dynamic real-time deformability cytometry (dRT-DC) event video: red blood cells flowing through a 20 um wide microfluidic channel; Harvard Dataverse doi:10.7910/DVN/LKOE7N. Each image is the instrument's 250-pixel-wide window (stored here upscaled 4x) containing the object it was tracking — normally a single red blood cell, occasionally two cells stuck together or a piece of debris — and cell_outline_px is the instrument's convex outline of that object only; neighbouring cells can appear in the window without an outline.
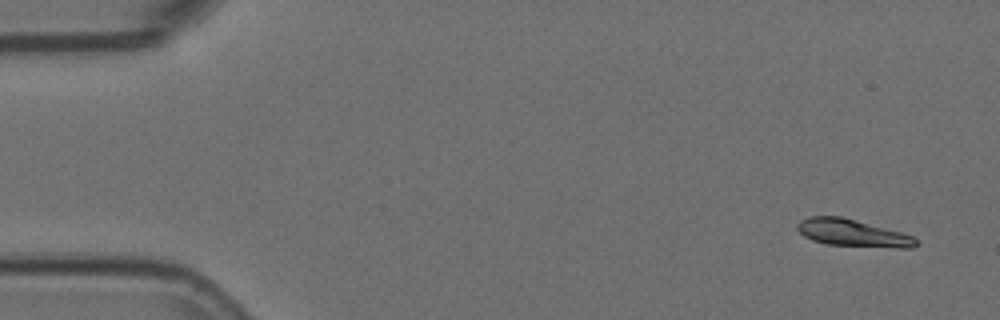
{"species": "Egyptian fruit bat (a non-hibernating species)", "species_latin": "Rousettus aegyptiacus", "temperature_condition": "room temperature", "stored_images_in_passage": 5, "camera_frame_rate_fps": 3000, "um_per_image_px": 0.085, "animal": {"sex": "female"}, "frame": {"image": 1, "passage_image": 1, "time_ms": 0.0, "image_size_px": [1000, 320], "cell_outline_px": [[920, 244], [912, 248], [896, 248], [828, 244], [812, 240], [804, 236], [796, 228], [796, 224], [800, 220], [808, 216], [840, 216], [900, 232], [912, 236]], "centroid_in_image_um": [72.45, 19.8], "position_along_channel_um": 12.5, "area_um2": 18.67}}
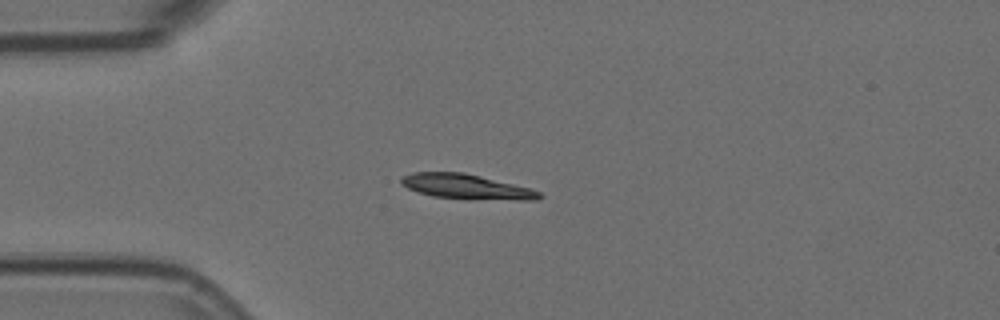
{"frame": {"image": 2, "passage_image": 4, "time_ms": 1.0, "image_size_px": [1000, 320], "cell_outline_px": [[544, 196], [536, 200], [516, 200], [432, 196], [416, 192], [400, 184], [400, 176], [412, 172], [464, 172], [528, 188], [540, 192]], "centroid_in_image_um": [39.57, 15.85], "position_along_channel_um": 45.4, "area_um2": 19.65}}
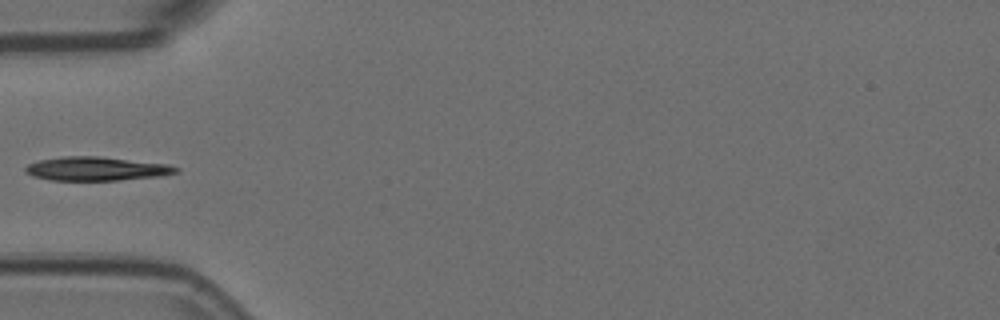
{"frame": {"image": 3, "passage_image": 5, "time_ms": 1.333, "image_size_px": [1000, 320], "cell_outline_px": [[180, 172], [160, 176], [120, 180], [48, 180], [32, 176], [24, 172], [24, 168], [28, 164], [40, 160], [60, 156], [100, 156], [168, 164], [180, 168]], "centroid_in_image_um": [8.19, 14.34], "position_along_channel_um": 76.8, "area_um2": 21.1}}